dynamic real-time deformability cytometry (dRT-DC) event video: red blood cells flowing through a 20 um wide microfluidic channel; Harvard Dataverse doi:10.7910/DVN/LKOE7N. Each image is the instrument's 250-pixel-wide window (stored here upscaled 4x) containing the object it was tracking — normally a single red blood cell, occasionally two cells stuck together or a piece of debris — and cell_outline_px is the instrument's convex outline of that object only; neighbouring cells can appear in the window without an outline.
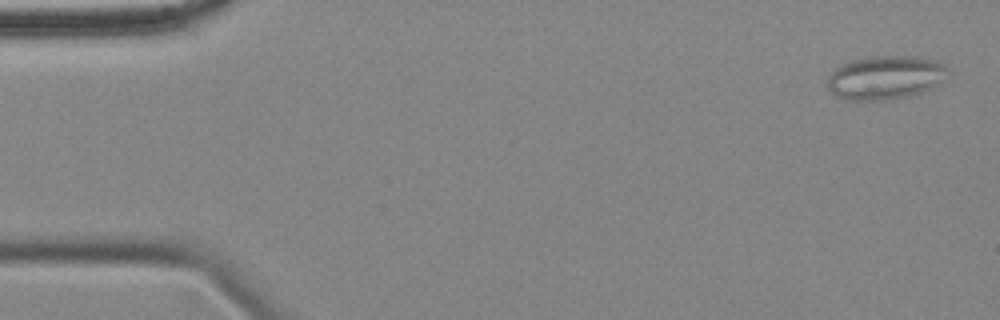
{"species": "common noctule bat (a hibernating species)", "species_latin": "Nyctalus noctula", "temperature_condition": "cold", "stored_images_in_passage": 15, "camera_frame_rate_fps": 3000, "um_per_image_px": 0.085, "animal": {"sex": "female", "body_mass_g": 18.4}, "frame": {"image": 1, "passage_image": 1, "time_ms": 0.0, "image_size_px": [1000, 320], "cell_outline_px": [[948, 68], [944, 80], [932, 88], [908, 96], [884, 100], [848, 100], [836, 96], [828, 88], [828, 76], [840, 64], [852, 60], [872, 56], [916, 56], [936, 60], [944, 64]], "centroid_in_image_um": [75.26, 6.58], "position_along_channel_um": 9.7, "area_um2": 30.69}}